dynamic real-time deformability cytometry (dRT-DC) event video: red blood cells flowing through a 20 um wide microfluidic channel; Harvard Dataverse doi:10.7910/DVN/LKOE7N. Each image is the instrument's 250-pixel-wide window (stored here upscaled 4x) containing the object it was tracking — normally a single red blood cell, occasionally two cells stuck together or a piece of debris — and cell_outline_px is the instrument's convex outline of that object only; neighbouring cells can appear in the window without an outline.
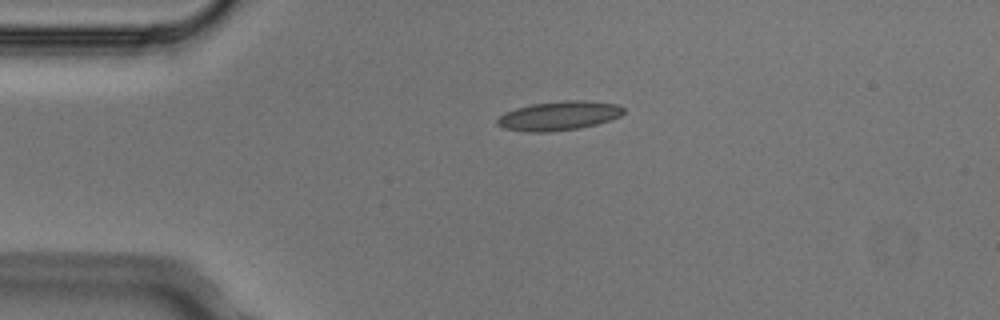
{"species": "Egyptian fruit bat (a non-hibernating species)", "species_latin": "Rousettus aegyptiacus", "temperature_condition": "cold", "stored_images_in_passage": 4, "camera_frame_rate_fps": 3000, "um_per_image_px": 0.085, "animal": {"sex": "male"}, "frame": {"image": 1, "passage_image": 2, "time_ms": 0.333, "image_size_px": [1000, 320], "cell_outline_px": [[624, 112], [620, 116], [596, 124], [580, 128], [548, 132], [528, 132], [504, 128], [496, 124], [496, 120], [504, 112], [516, 108], [532, 104], [564, 100], [580, 100], [616, 104], [624, 108]], "centroid_in_image_um": [47.47, 9.84], "position_along_channel_um": 37.5, "area_um2": 21.33}}
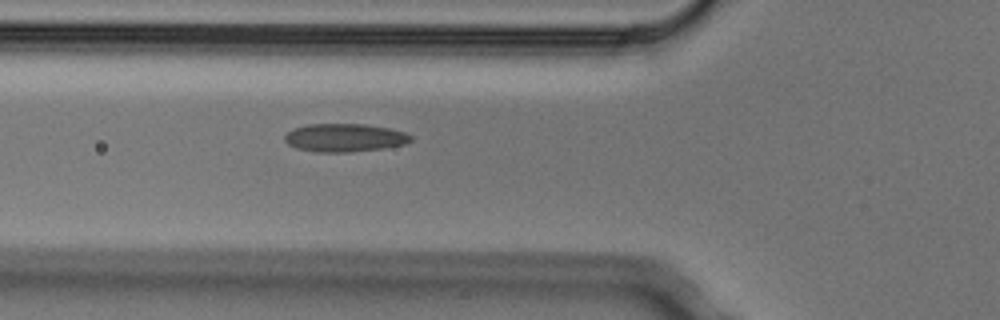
{"frame": {"image": 2, "passage_image": 4, "time_ms": 1.0, "image_size_px": [1000, 320], "cell_outline_px": [[412, 140], [404, 144], [384, 148], [352, 152], [316, 152], [296, 148], [288, 144], [284, 140], [284, 136], [292, 128], [308, 124], [364, 124], [388, 128], [404, 132], [412, 136]], "centroid_in_image_um": [29.27, 11.71], "position_along_channel_um": 96.5, "area_um2": 20.75}}